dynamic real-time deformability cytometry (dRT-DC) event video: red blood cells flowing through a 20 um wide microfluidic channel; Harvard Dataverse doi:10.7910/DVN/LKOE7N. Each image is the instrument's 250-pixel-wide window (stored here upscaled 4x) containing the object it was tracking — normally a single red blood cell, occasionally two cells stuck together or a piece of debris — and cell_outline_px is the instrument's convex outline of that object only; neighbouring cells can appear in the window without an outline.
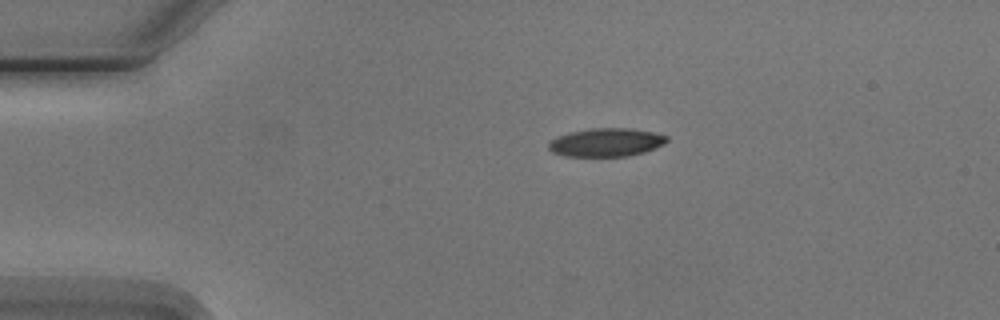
{"species": "Egyptian fruit bat (a non-hibernating species)", "species_latin": "Rousettus aegyptiacus", "temperature_condition": "cold", "stored_images_in_passage": 3, "camera_frame_rate_fps": 3000, "um_per_image_px": 0.085, "animal": {"sex": "male"}, "frame": {"image": 1, "passage_image": 1, "time_ms": 0.0, "image_size_px": [1000, 320], "cell_outline_px": [[668, 140], [664, 144], [656, 148], [644, 152], [628, 156], [564, 156], [552, 152], [548, 148], [548, 144], [556, 136], [572, 132], [592, 128], [628, 128], [652, 132], [668, 136]], "centroid_in_image_um": [51.53, 12.1], "position_along_channel_um": 33.5, "area_um2": 19.48}}
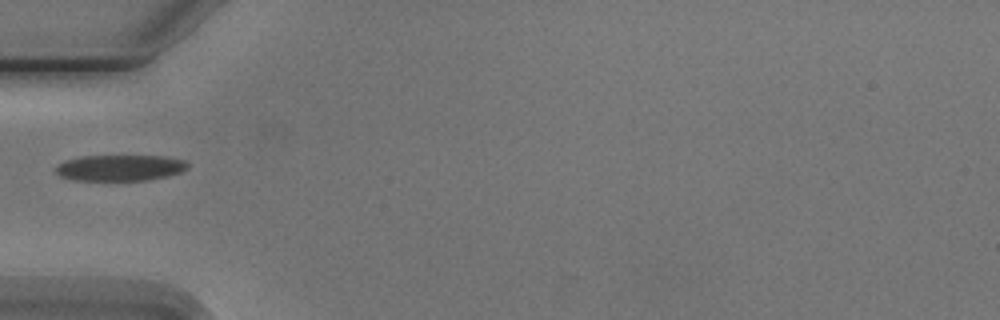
{"frame": {"image": 2, "passage_image": 3, "time_ms": 2.333, "image_size_px": [1000, 320], "cell_outline_px": [[188, 168], [180, 172], [168, 176], [148, 180], [76, 180], [60, 176], [56, 172], [56, 164], [64, 160], [84, 156], [164, 156], [184, 160], [188, 164]], "centroid_in_image_um": [10.2, 14.26], "position_along_channel_um": 74.8, "area_um2": 20.0}}